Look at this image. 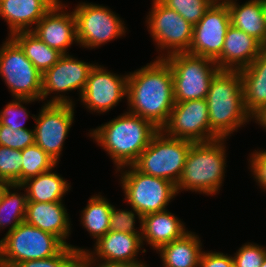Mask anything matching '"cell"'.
<instances>
[{"mask_svg":"<svg viewBox=\"0 0 266 267\" xmlns=\"http://www.w3.org/2000/svg\"><path fill=\"white\" fill-rule=\"evenodd\" d=\"M249 169L256 183L266 191V150H255L250 154Z\"/></svg>","mask_w":266,"mask_h":267,"instance_id":"38","label":"cell"},{"mask_svg":"<svg viewBox=\"0 0 266 267\" xmlns=\"http://www.w3.org/2000/svg\"><path fill=\"white\" fill-rule=\"evenodd\" d=\"M244 106L251 117L266 105V55L261 52L247 67L239 70Z\"/></svg>","mask_w":266,"mask_h":267,"instance_id":"23","label":"cell"},{"mask_svg":"<svg viewBox=\"0 0 266 267\" xmlns=\"http://www.w3.org/2000/svg\"><path fill=\"white\" fill-rule=\"evenodd\" d=\"M192 144L188 140L170 137L160 129L133 166L143 174L160 177L176 185Z\"/></svg>","mask_w":266,"mask_h":267,"instance_id":"7","label":"cell"},{"mask_svg":"<svg viewBox=\"0 0 266 267\" xmlns=\"http://www.w3.org/2000/svg\"><path fill=\"white\" fill-rule=\"evenodd\" d=\"M252 120L266 130V105L252 116Z\"/></svg>","mask_w":266,"mask_h":267,"instance_id":"41","label":"cell"},{"mask_svg":"<svg viewBox=\"0 0 266 267\" xmlns=\"http://www.w3.org/2000/svg\"><path fill=\"white\" fill-rule=\"evenodd\" d=\"M59 0H0V17L9 26L8 37L34 29Z\"/></svg>","mask_w":266,"mask_h":267,"instance_id":"19","label":"cell"},{"mask_svg":"<svg viewBox=\"0 0 266 267\" xmlns=\"http://www.w3.org/2000/svg\"><path fill=\"white\" fill-rule=\"evenodd\" d=\"M143 245L142 234L108 231L95 242L93 251L85 249L81 261L140 264L143 262L138 260V254L146 253Z\"/></svg>","mask_w":266,"mask_h":267,"instance_id":"17","label":"cell"},{"mask_svg":"<svg viewBox=\"0 0 266 267\" xmlns=\"http://www.w3.org/2000/svg\"><path fill=\"white\" fill-rule=\"evenodd\" d=\"M0 46V76L12 98L42 101V74L11 38Z\"/></svg>","mask_w":266,"mask_h":267,"instance_id":"9","label":"cell"},{"mask_svg":"<svg viewBox=\"0 0 266 267\" xmlns=\"http://www.w3.org/2000/svg\"><path fill=\"white\" fill-rule=\"evenodd\" d=\"M230 23L227 3L213 2L200 21L193 26L190 54L217 61L222 53Z\"/></svg>","mask_w":266,"mask_h":267,"instance_id":"16","label":"cell"},{"mask_svg":"<svg viewBox=\"0 0 266 267\" xmlns=\"http://www.w3.org/2000/svg\"><path fill=\"white\" fill-rule=\"evenodd\" d=\"M262 52L266 55V42L262 45Z\"/></svg>","mask_w":266,"mask_h":267,"instance_id":"45","label":"cell"},{"mask_svg":"<svg viewBox=\"0 0 266 267\" xmlns=\"http://www.w3.org/2000/svg\"><path fill=\"white\" fill-rule=\"evenodd\" d=\"M266 257V247L256 243H245L232 256L234 267H261Z\"/></svg>","mask_w":266,"mask_h":267,"instance_id":"37","label":"cell"},{"mask_svg":"<svg viewBox=\"0 0 266 267\" xmlns=\"http://www.w3.org/2000/svg\"><path fill=\"white\" fill-rule=\"evenodd\" d=\"M127 111L150 121L159 130L174 107L171 67L165 59H155L128 74Z\"/></svg>","mask_w":266,"mask_h":267,"instance_id":"1","label":"cell"},{"mask_svg":"<svg viewBox=\"0 0 266 267\" xmlns=\"http://www.w3.org/2000/svg\"><path fill=\"white\" fill-rule=\"evenodd\" d=\"M201 247L199 236L188 231L156 252L160 255L163 267H199L203 252Z\"/></svg>","mask_w":266,"mask_h":267,"instance_id":"25","label":"cell"},{"mask_svg":"<svg viewBox=\"0 0 266 267\" xmlns=\"http://www.w3.org/2000/svg\"><path fill=\"white\" fill-rule=\"evenodd\" d=\"M236 1L227 2L231 25L243 30L263 45L266 42V20L263 0H249L241 5Z\"/></svg>","mask_w":266,"mask_h":267,"instance_id":"24","label":"cell"},{"mask_svg":"<svg viewBox=\"0 0 266 267\" xmlns=\"http://www.w3.org/2000/svg\"><path fill=\"white\" fill-rule=\"evenodd\" d=\"M261 267H266V257L263 260L262 266Z\"/></svg>","mask_w":266,"mask_h":267,"instance_id":"46","label":"cell"},{"mask_svg":"<svg viewBox=\"0 0 266 267\" xmlns=\"http://www.w3.org/2000/svg\"><path fill=\"white\" fill-rule=\"evenodd\" d=\"M112 206L107 198L98 193L89 198L81 211V223L96 242L109 231Z\"/></svg>","mask_w":266,"mask_h":267,"instance_id":"28","label":"cell"},{"mask_svg":"<svg viewBox=\"0 0 266 267\" xmlns=\"http://www.w3.org/2000/svg\"><path fill=\"white\" fill-rule=\"evenodd\" d=\"M82 267H149L144 263L140 264H118V263H105L97 261H81Z\"/></svg>","mask_w":266,"mask_h":267,"instance_id":"40","label":"cell"},{"mask_svg":"<svg viewBox=\"0 0 266 267\" xmlns=\"http://www.w3.org/2000/svg\"><path fill=\"white\" fill-rule=\"evenodd\" d=\"M136 217L140 223L139 228H135V223L137 221L135 220L137 219ZM136 229H138V231ZM109 231L142 234V216L132 207L130 211L128 209H118L113 205L110 215Z\"/></svg>","mask_w":266,"mask_h":267,"instance_id":"35","label":"cell"},{"mask_svg":"<svg viewBox=\"0 0 266 267\" xmlns=\"http://www.w3.org/2000/svg\"><path fill=\"white\" fill-rule=\"evenodd\" d=\"M80 47L94 49L126 35L124 21L112 9L100 4L80 2L73 9Z\"/></svg>","mask_w":266,"mask_h":267,"instance_id":"11","label":"cell"},{"mask_svg":"<svg viewBox=\"0 0 266 267\" xmlns=\"http://www.w3.org/2000/svg\"><path fill=\"white\" fill-rule=\"evenodd\" d=\"M214 2H217V3H227L229 1H232V0H213Z\"/></svg>","mask_w":266,"mask_h":267,"instance_id":"43","label":"cell"},{"mask_svg":"<svg viewBox=\"0 0 266 267\" xmlns=\"http://www.w3.org/2000/svg\"><path fill=\"white\" fill-rule=\"evenodd\" d=\"M199 267H234V261L232 255L223 252L203 251Z\"/></svg>","mask_w":266,"mask_h":267,"instance_id":"39","label":"cell"},{"mask_svg":"<svg viewBox=\"0 0 266 267\" xmlns=\"http://www.w3.org/2000/svg\"><path fill=\"white\" fill-rule=\"evenodd\" d=\"M262 52V44L243 30L229 26L220 58V70H240L249 66Z\"/></svg>","mask_w":266,"mask_h":267,"instance_id":"21","label":"cell"},{"mask_svg":"<svg viewBox=\"0 0 266 267\" xmlns=\"http://www.w3.org/2000/svg\"><path fill=\"white\" fill-rule=\"evenodd\" d=\"M161 130L170 137L193 143L219 138L210 128L206 99L175 103L168 121Z\"/></svg>","mask_w":266,"mask_h":267,"instance_id":"14","label":"cell"},{"mask_svg":"<svg viewBox=\"0 0 266 267\" xmlns=\"http://www.w3.org/2000/svg\"><path fill=\"white\" fill-rule=\"evenodd\" d=\"M62 201L32 202L27 201L25 222L59 237L67 246L66 239L71 234V220Z\"/></svg>","mask_w":266,"mask_h":267,"instance_id":"20","label":"cell"},{"mask_svg":"<svg viewBox=\"0 0 266 267\" xmlns=\"http://www.w3.org/2000/svg\"><path fill=\"white\" fill-rule=\"evenodd\" d=\"M226 141L224 138H218L191 145L182 174L176 184L178 193L183 190L209 196L219 193L227 167Z\"/></svg>","mask_w":266,"mask_h":267,"instance_id":"4","label":"cell"},{"mask_svg":"<svg viewBox=\"0 0 266 267\" xmlns=\"http://www.w3.org/2000/svg\"><path fill=\"white\" fill-rule=\"evenodd\" d=\"M115 172H120L119 183L123 189L125 201L142 217L167 210L170 200L178 195L173 182L143 174L133 165L122 167Z\"/></svg>","mask_w":266,"mask_h":267,"instance_id":"5","label":"cell"},{"mask_svg":"<svg viewBox=\"0 0 266 267\" xmlns=\"http://www.w3.org/2000/svg\"><path fill=\"white\" fill-rule=\"evenodd\" d=\"M35 144L34 129H16L0 123V146L23 150Z\"/></svg>","mask_w":266,"mask_h":267,"instance_id":"36","label":"cell"},{"mask_svg":"<svg viewBox=\"0 0 266 267\" xmlns=\"http://www.w3.org/2000/svg\"><path fill=\"white\" fill-rule=\"evenodd\" d=\"M0 240V264L8 267L27 260L55 256L67 246L59 237L25 221Z\"/></svg>","mask_w":266,"mask_h":267,"instance_id":"6","label":"cell"},{"mask_svg":"<svg viewBox=\"0 0 266 267\" xmlns=\"http://www.w3.org/2000/svg\"><path fill=\"white\" fill-rule=\"evenodd\" d=\"M19 189L21 185L10 184L3 194L0 201V231L9 226L8 233L25 220L27 195L26 191L24 194L19 193Z\"/></svg>","mask_w":266,"mask_h":267,"instance_id":"29","label":"cell"},{"mask_svg":"<svg viewBox=\"0 0 266 267\" xmlns=\"http://www.w3.org/2000/svg\"><path fill=\"white\" fill-rule=\"evenodd\" d=\"M85 249L77 246H66L59 254L45 258L27 260L15 264L13 267H79L81 265V255Z\"/></svg>","mask_w":266,"mask_h":267,"instance_id":"31","label":"cell"},{"mask_svg":"<svg viewBox=\"0 0 266 267\" xmlns=\"http://www.w3.org/2000/svg\"><path fill=\"white\" fill-rule=\"evenodd\" d=\"M11 38L20 46L25 56L41 74L50 69L63 56L62 53L49 47L31 31L17 32Z\"/></svg>","mask_w":266,"mask_h":267,"instance_id":"27","label":"cell"},{"mask_svg":"<svg viewBox=\"0 0 266 267\" xmlns=\"http://www.w3.org/2000/svg\"><path fill=\"white\" fill-rule=\"evenodd\" d=\"M74 107L73 104L44 103L38 116H31L36 122L35 144L57 163L74 122Z\"/></svg>","mask_w":266,"mask_h":267,"instance_id":"13","label":"cell"},{"mask_svg":"<svg viewBox=\"0 0 266 267\" xmlns=\"http://www.w3.org/2000/svg\"><path fill=\"white\" fill-rule=\"evenodd\" d=\"M168 8L175 10L187 22L195 26L204 16L213 0H160Z\"/></svg>","mask_w":266,"mask_h":267,"instance_id":"33","label":"cell"},{"mask_svg":"<svg viewBox=\"0 0 266 267\" xmlns=\"http://www.w3.org/2000/svg\"><path fill=\"white\" fill-rule=\"evenodd\" d=\"M152 1V8L145 22L151 38L162 53L156 56V59H164L175 53L189 52L193 38V25L160 0Z\"/></svg>","mask_w":266,"mask_h":267,"instance_id":"10","label":"cell"},{"mask_svg":"<svg viewBox=\"0 0 266 267\" xmlns=\"http://www.w3.org/2000/svg\"><path fill=\"white\" fill-rule=\"evenodd\" d=\"M51 170L22 182L21 189L26 191L27 201L56 202L62 201L64 195L70 190V183L58 173Z\"/></svg>","mask_w":266,"mask_h":267,"instance_id":"26","label":"cell"},{"mask_svg":"<svg viewBox=\"0 0 266 267\" xmlns=\"http://www.w3.org/2000/svg\"><path fill=\"white\" fill-rule=\"evenodd\" d=\"M9 185H10L9 182L0 179V201Z\"/></svg>","mask_w":266,"mask_h":267,"instance_id":"42","label":"cell"},{"mask_svg":"<svg viewBox=\"0 0 266 267\" xmlns=\"http://www.w3.org/2000/svg\"><path fill=\"white\" fill-rule=\"evenodd\" d=\"M206 100L210 128L219 138H229L252 121L244 106L239 70H219L210 82Z\"/></svg>","mask_w":266,"mask_h":267,"instance_id":"3","label":"cell"},{"mask_svg":"<svg viewBox=\"0 0 266 267\" xmlns=\"http://www.w3.org/2000/svg\"><path fill=\"white\" fill-rule=\"evenodd\" d=\"M186 232L188 230L185 223L168 210L142 217V243L145 241L156 251L182 237Z\"/></svg>","mask_w":266,"mask_h":267,"instance_id":"22","label":"cell"},{"mask_svg":"<svg viewBox=\"0 0 266 267\" xmlns=\"http://www.w3.org/2000/svg\"><path fill=\"white\" fill-rule=\"evenodd\" d=\"M67 6L59 0L31 31L41 41L63 55L69 54L67 51L72 44H78L76 18L73 11L66 10Z\"/></svg>","mask_w":266,"mask_h":267,"instance_id":"18","label":"cell"},{"mask_svg":"<svg viewBox=\"0 0 266 267\" xmlns=\"http://www.w3.org/2000/svg\"><path fill=\"white\" fill-rule=\"evenodd\" d=\"M21 167V150L0 146V179L20 185Z\"/></svg>","mask_w":266,"mask_h":267,"instance_id":"32","label":"cell"},{"mask_svg":"<svg viewBox=\"0 0 266 267\" xmlns=\"http://www.w3.org/2000/svg\"><path fill=\"white\" fill-rule=\"evenodd\" d=\"M95 64L79 98L90 112L104 114L113 110L124 97L127 98L128 73L119 75Z\"/></svg>","mask_w":266,"mask_h":267,"instance_id":"15","label":"cell"},{"mask_svg":"<svg viewBox=\"0 0 266 267\" xmlns=\"http://www.w3.org/2000/svg\"><path fill=\"white\" fill-rule=\"evenodd\" d=\"M158 130L150 121L126 111L91 129L89 136L107 152L118 170L133 165Z\"/></svg>","mask_w":266,"mask_h":267,"instance_id":"2","label":"cell"},{"mask_svg":"<svg viewBox=\"0 0 266 267\" xmlns=\"http://www.w3.org/2000/svg\"><path fill=\"white\" fill-rule=\"evenodd\" d=\"M94 65L79 60L70 54L63 55L50 69L42 74V102L46 98H50L44 103L75 105L71 99L72 97L69 98L64 93L76 89L80 97ZM51 93L56 96L48 97L51 96Z\"/></svg>","mask_w":266,"mask_h":267,"instance_id":"12","label":"cell"},{"mask_svg":"<svg viewBox=\"0 0 266 267\" xmlns=\"http://www.w3.org/2000/svg\"><path fill=\"white\" fill-rule=\"evenodd\" d=\"M263 10L265 13V20H266V0H263Z\"/></svg>","mask_w":266,"mask_h":267,"instance_id":"44","label":"cell"},{"mask_svg":"<svg viewBox=\"0 0 266 267\" xmlns=\"http://www.w3.org/2000/svg\"><path fill=\"white\" fill-rule=\"evenodd\" d=\"M38 101L36 99H20L13 98L12 101L7 103L3 110L0 111V123L9 126L10 128L28 129L24 123L30 117V111L27 110L23 104H30Z\"/></svg>","mask_w":266,"mask_h":267,"instance_id":"34","label":"cell"},{"mask_svg":"<svg viewBox=\"0 0 266 267\" xmlns=\"http://www.w3.org/2000/svg\"><path fill=\"white\" fill-rule=\"evenodd\" d=\"M21 155V183L28 178L47 172L58 165L56 161L36 144L21 150Z\"/></svg>","mask_w":266,"mask_h":267,"instance_id":"30","label":"cell"},{"mask_svg":"<svg viewBox=\"0 0 266 267\" xmlns=\"http://www.w3.org/2000/svg\"><path fill=\"white\" fill-rule=\"evenodd\" d=\"M164 59L171 67L175 103L206 99L210 82L220 70L215 61L188 52Z\"/></svg>","mask_w":266,"mask_h":267,"instance_id":"8","label":"cell"}]
</instances>
